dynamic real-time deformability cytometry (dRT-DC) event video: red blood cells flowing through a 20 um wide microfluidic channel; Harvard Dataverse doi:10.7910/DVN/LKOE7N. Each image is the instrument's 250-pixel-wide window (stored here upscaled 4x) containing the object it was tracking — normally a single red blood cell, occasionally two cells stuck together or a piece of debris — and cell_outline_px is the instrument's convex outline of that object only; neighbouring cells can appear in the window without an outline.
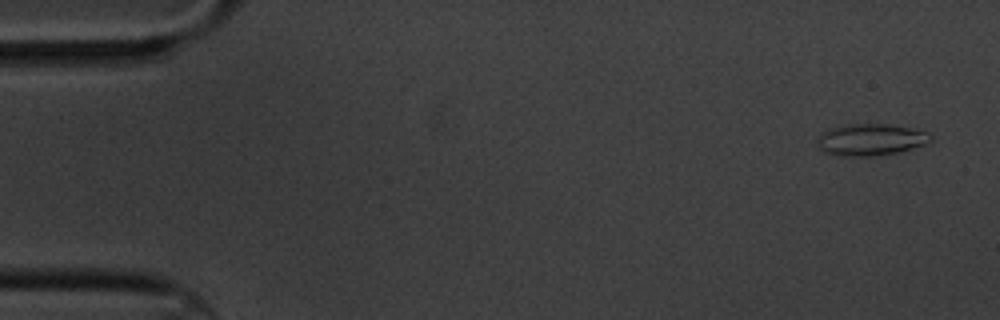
{"species": "common noctule bat (a hibernating species)", "species_latin": "Nyctalus noctula", "temperature_condition": "cold", "stored_images_in_passage": 6, "camera_frame_rate_fps": 3000, "um_per_image_px": 0.085, "animal": {"sex": "male", "body_mass_g": 20.1, "forearm_length_mm": 53.5}, "frame": {"image": 1, "passage_image": 1, "time_ms": 0.0, "image_size_px": [1000, 320], "cell_outline_px": [[932, 140], [924, 144], [896, 152], [872, 156], [836, 156], [824, 152], [816, 144], [816, 140], [820, 132], [844, 124], [888, 124], [912, 128], [928, 132], [932, 136]], "centroid_in_image_um": [73.95, 11.86], "position_along_channel_um": 11.1, "area_um2": 21.04}}
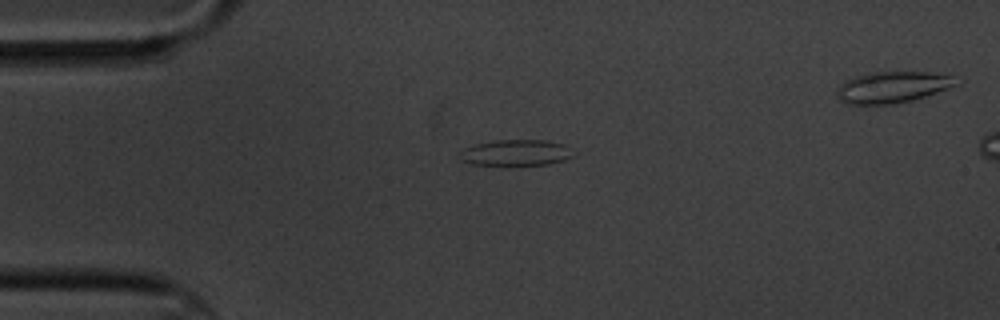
{"frame": {"image": 2, "passage_image": 4, "time_ms": 3.667, "image_size_px": [1000, 320], "cell_outline_px": [[576, 156], [564, 160], [548, 164], [472, 164], [460, 160], [460, 152], [464, 148], [472, 144], [496, 140], [544, 140], [568, 144], [576, 152]], "centroid_in_image_um": [43.93, 12.95], "position_along_channel_um": 41.1, "area_um2": 17.4}}
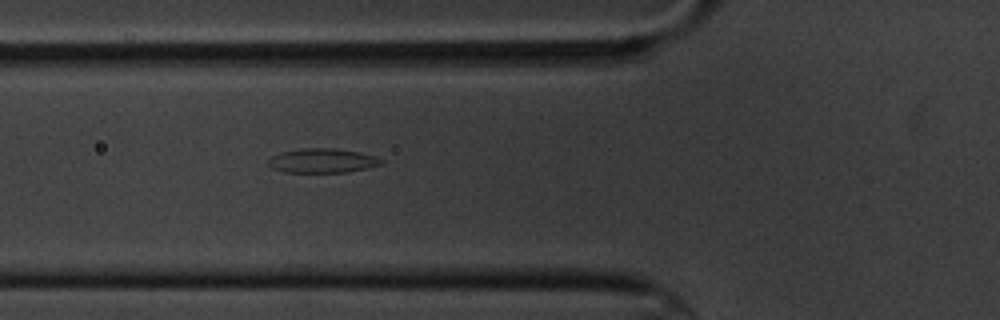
{"frame": {"image": 3, "passage_image": 6, "time_ms": 6.0, "image_size_px": [1000, 320], "cell_outline_px": [[384, 164], [368, 168], [348, 172], [284, 172], [272, 168], [268, 164], [268, 160], [272, 156], [280, 152], [304, 148], [336, 148], [360, 152], [376, 156], [384, 160]], "centroid_in_image_um": [27.45, 13.65], "position_along_channel_um": 98.4, "area_um2": 16.18}}